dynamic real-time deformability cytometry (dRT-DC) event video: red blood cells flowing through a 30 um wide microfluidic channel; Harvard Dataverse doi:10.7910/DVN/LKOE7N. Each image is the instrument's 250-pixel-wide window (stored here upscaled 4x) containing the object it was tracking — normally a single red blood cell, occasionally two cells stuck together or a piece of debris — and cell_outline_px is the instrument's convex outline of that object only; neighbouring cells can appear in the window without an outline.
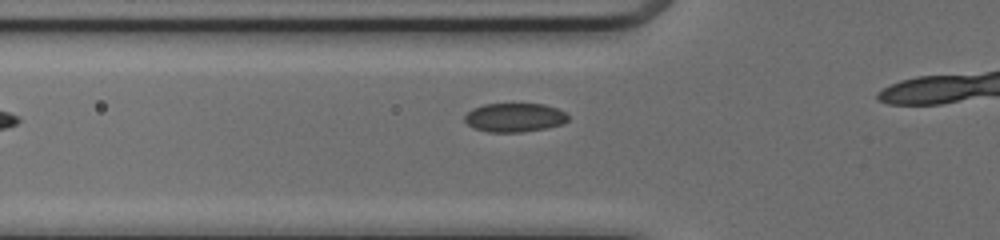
{"species": "common noctule bat (a hibernating species)", "species_latin": "Nyctalus noctula", "temperature_condition": "cold", "stored_images_in_passage": 7, "camera_frame_rate_fps": 3000, "um_per_image_px": 0.085, "animal": {"sex": "female", "body_mass_g": 17.0, "forearm_length_mm": 48.0}, "frame": {"image": 1, "passage_image": 4, "time_ms": 1.0, "image_size_px": [1000, 240], "cell_outline_px": [[568, 120], [564, 124], [548, 128], [520, 132], [488, 132], [472, 128], [464, 120], [464, 116], [472, 108], [484, 104], [544, 104], [556, 108], [564, 112], [568, 116]], "centroid_in_image_um": [43.73, 9.99], "position_along_channel_um": 82.1, "area_um2": 17.51}}
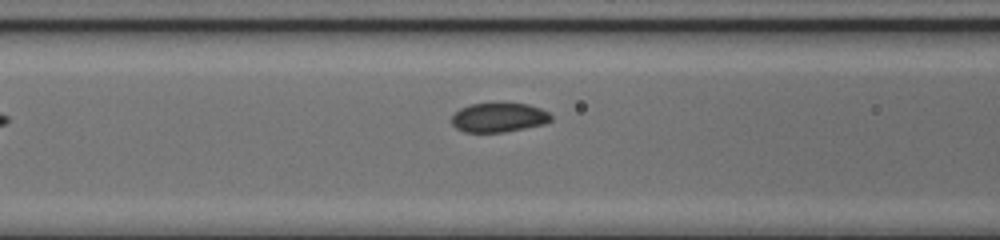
{"frame": {"image": 2, "passage_image": 7, "time_ms": 2.0, "image_size_px": [1000, 240], "cell_outline_px": [[552, 120], [544, 124], [504, 132], [464, 132], [456, 128], [452, 124], [452, 116], [460, 108], [468, 104], [496, 100], [504, 100], [528, 104], [540, 108], [548, 112], [552, 116]], "centroid_in_image_um": [42.39, 9.92], "position_along_channel_um": 124.2, "area_um2": 17.8}}